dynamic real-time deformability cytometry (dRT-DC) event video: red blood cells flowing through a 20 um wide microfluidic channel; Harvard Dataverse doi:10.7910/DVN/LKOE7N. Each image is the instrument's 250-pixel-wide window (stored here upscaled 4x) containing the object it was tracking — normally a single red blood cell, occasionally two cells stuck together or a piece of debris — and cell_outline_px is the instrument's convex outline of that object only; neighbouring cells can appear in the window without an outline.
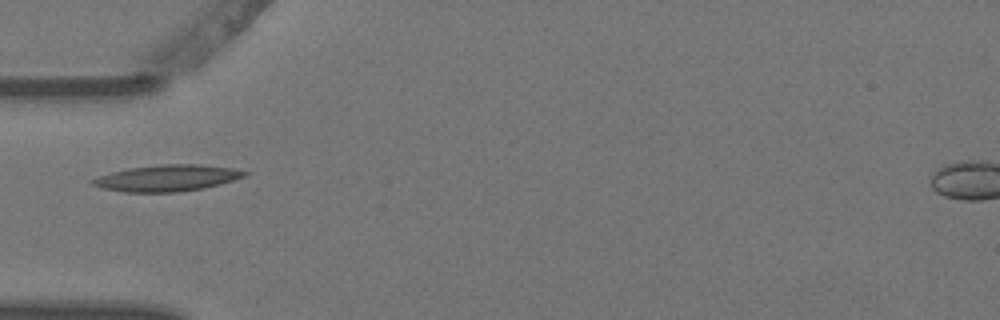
{"species": "Egyptian fruit bat (a non-hibernating species)", "species_latin": "Rousettus aegyptiacus", "temperature_condition": "warm", "stored_images_in_passage": 1, "camera_frame_rate_fps": 3000, "um_per_image_px": 0.085, "animal": {"sex": "female"}, "frame": {"image": 1, "passage_image": 1, "time_ms": 0.0, "image_size_px": [1000, 320], "cell_outline_px": [[248, 172], [244, 176], [220, 184], [204, 188], [176, 192], [124, 192], [100, 188], [92, 184], [92, 180], [100, 176], [112, 172], [128, 168], [160, 164], [200, 164], [232, 168]], "centroid_in_image_um": [14.19, 15.13], "position_along_channel_um": 70.8, "area_um2": 23.18}}